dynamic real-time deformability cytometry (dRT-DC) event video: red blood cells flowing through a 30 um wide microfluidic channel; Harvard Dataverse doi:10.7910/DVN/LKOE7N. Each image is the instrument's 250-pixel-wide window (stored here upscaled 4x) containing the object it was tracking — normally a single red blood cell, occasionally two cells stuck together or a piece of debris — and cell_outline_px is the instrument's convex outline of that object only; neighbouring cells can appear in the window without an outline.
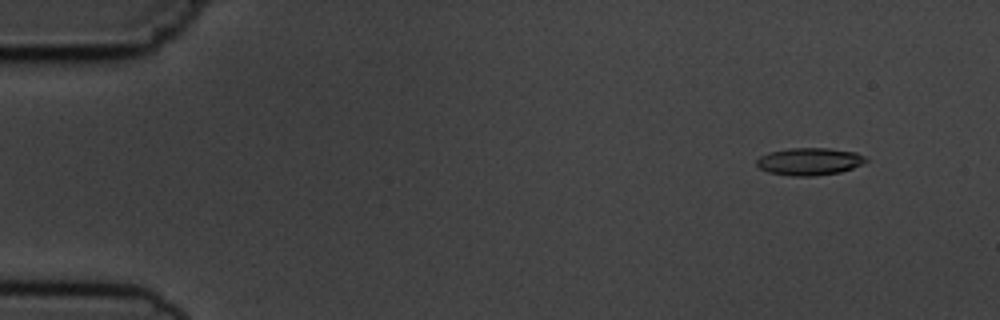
{"species": "common noctule bat (a hibernating species)", "species_latin": "Nyctalus noctula", "temperature_condition": "cold", "stored_images_in_passage": 5, "camera_frame_rate_fps": 3000, "um_per_image_px": 0.085, "animal": {"sex": "male", "body_mass_g": 19.5, "forearm_length_mm": 54.6}, "frame": {"image": 1, "passage_image": 2, "time_ms": 1.0, "image_size_px": [1000, 320], "cell_outline_px": [[868, 160], [852, 168], [840, 172], [812, 176], [792, 176], [768, 172], [760, 168], [756, 164], [756, 160], [760, 156], [768, 152], [788, 148], [828, 148], [856, 152], [864, 156]], "centroid_in_image_um": [68.77, 13.72], "position_along_channel_um": 16.2, "area_um2": 17.4}}
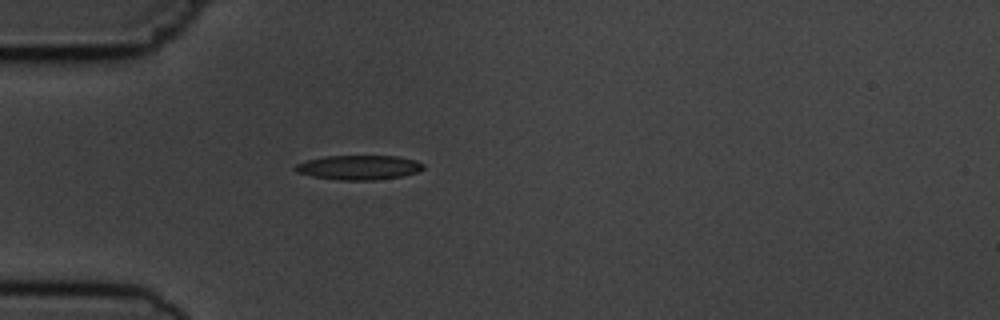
{"frame": {"image": 2, "passage_image": 5, "time_ms": 4.667, "image_size_px": [1000, 320], "cell_outline_px": [[424, 168], [416, 172], [400, 176], [376, 180], [340, 180], [312, 176], [296, 172], [292, 168], [296, 164], [308, 160], [324, 156], [396, 156], [416, 160], [424, 164]], "centroid_in_image_um": [30.48, 14.23], "position_along_channel_um": 54.5, "area_um2": 18.21}}